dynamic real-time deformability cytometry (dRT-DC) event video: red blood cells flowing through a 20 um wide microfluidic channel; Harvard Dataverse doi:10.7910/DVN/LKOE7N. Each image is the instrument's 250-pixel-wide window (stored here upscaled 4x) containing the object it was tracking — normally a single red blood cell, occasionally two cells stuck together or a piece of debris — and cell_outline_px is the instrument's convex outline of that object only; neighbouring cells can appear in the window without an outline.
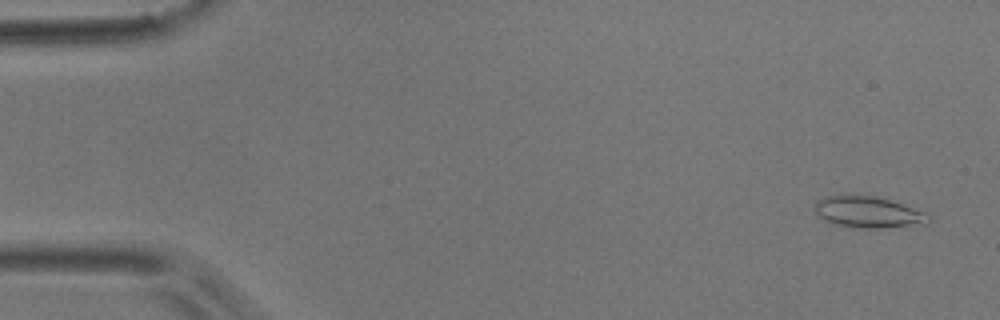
{"species": "common noctule bat (a hibernating species)", "species_latin": "Nyctalus noctula", "temperature_condition": "room temperature", "stored_images_in_passage": 56, "camera_frame_rate_fps": 3000, "um_per_image_px": 0.085, "animal": {"sex": "male", "body_mass_g": 17.9}, "frame": {"image": 1, "passage_image": 3, "time_ms": 0.667, "image_size_px": [1000, 320], "cell_outline_px": [[932, 220], [928, 224], [884, 228], [852, 228], [832, 224], [816, 216], [816, 200], [824, 196], [872, 196], [888, 200], [928, 212], [932, 216]], "centroid_in_image_um": [73.84, 18.07], "position_along_channel_um": 11.2, "area_um2": 21.04}}
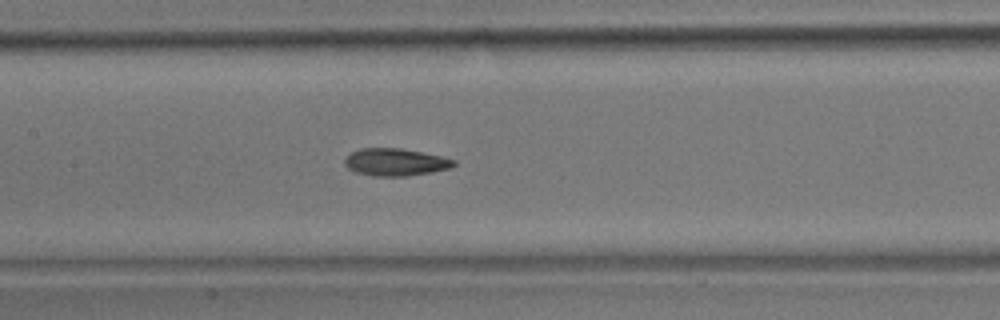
{"frame": {"image": 2, "passage_image": 26, "time_ms": 8.333, "image_size_px": [1000, 320], "cell_outline_px": [[456, 164], [448, 168], [432, 172], [408, 176], [376, 176], [356, 172], [348, 168], [344, 164], [344, 160], [352, 152], [360, 148], [400, 148], [440, 156], [456, 160]], "centroid_in_image_um": [33.6, 13.78], "position_along_channel_um": 173.8, "area_um2": 17.22}}
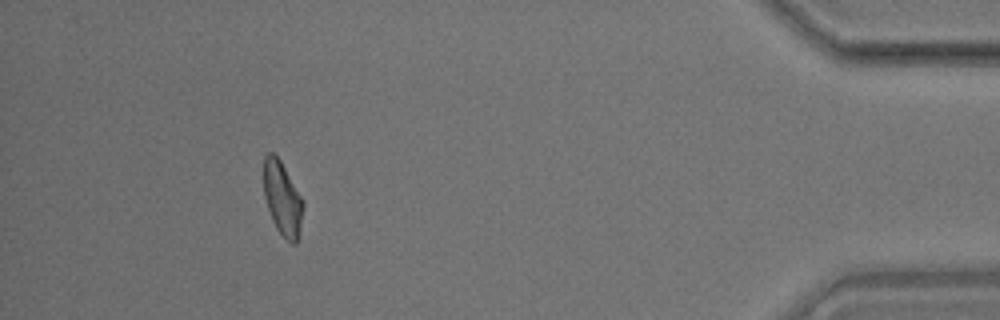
{"frame": {"image": 3, "passage_image": 50, "time_ms": 16.333, "image_size_px": [1000, 320], "cell_outline_px": [[304, 208], [296, 244], [292, 244], [276, 228], [272, 220], [264, 196], [264, 156], [268, 152], [272, 152], [280, 160], [304, 200]], "centroid_in_image_um": [24.01, 16.86], "position_along_channel_um": 411.2, "area_um2": 16.82}, "authors_computed_cell_mechanics": {"area_um2": 17.629, "velocity_mm_per_s": 3.6995, "shape_relaxation_time_tau1_ms": 8.7957, "shape_relaxation_time_tau2_ms": 3.4681, "deformation_change_tau1": 0.2066, "deformation_change_tau2": 0.1086}}